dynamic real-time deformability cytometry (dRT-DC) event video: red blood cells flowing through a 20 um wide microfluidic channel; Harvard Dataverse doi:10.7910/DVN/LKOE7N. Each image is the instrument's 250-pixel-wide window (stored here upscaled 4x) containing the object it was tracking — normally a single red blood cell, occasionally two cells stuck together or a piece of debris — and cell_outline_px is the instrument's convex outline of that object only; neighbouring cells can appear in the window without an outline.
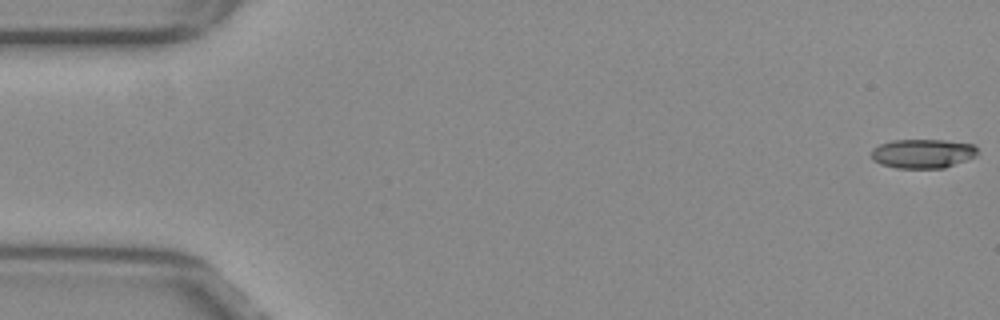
{"species": "common noctule bat (a hibernating species)", "species_latin": "Nyctalus noctula", "temperature_condition": "warm", "stored_images_in_passage": 51, "camera_frame_rate_fps": 3000, "um_per_image_px": 0.085, "animal": {"sex": "female", "body_mass_g": 29.2, "forearm_length_mm": 56.3}, "frame": {"image": 1, "passage_image": 1, "time_ms": 0.0, "image_size_px": [1000, 320], "cell_outline_px": [[976, 156], [944, 168], [896, 168], [880, 164], [872, 160], [872, 148], [880, 144], [892, 140], [944, 140], [972, 144], [976, 148]], "centroid_in_image_um": [78.39, 13.05], "position_along_channel_um": 6.6, "area_um2": 17.98}}
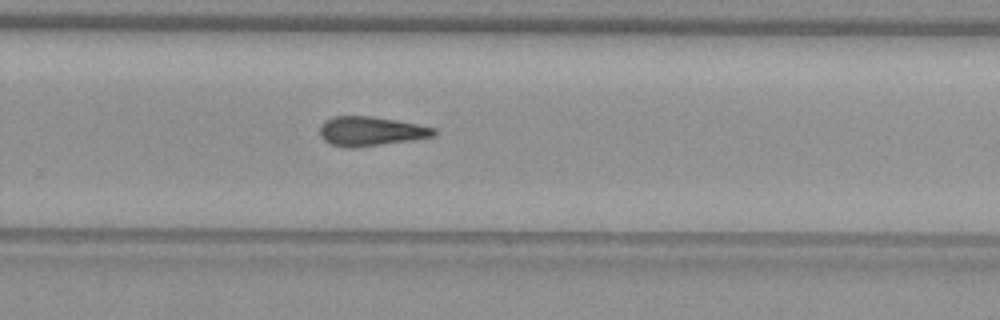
{"frame": {"image": 2, "passage_image": 35, "time_ms": 11.333, "image_size_px": [1000, 320], "cell_outline_px": [[436, 136], [412, 140], [356, 148], [348, 148], [332, 144], [324, 140], [320, 136], [320, 124], [324, 120], [332, 116], [372, 116], [396, 120], [436, 128]], "centroid_in_image_um": [31.5, 11.15], "position_along_channel_um": 298.3, "area_um2": 19.65}}
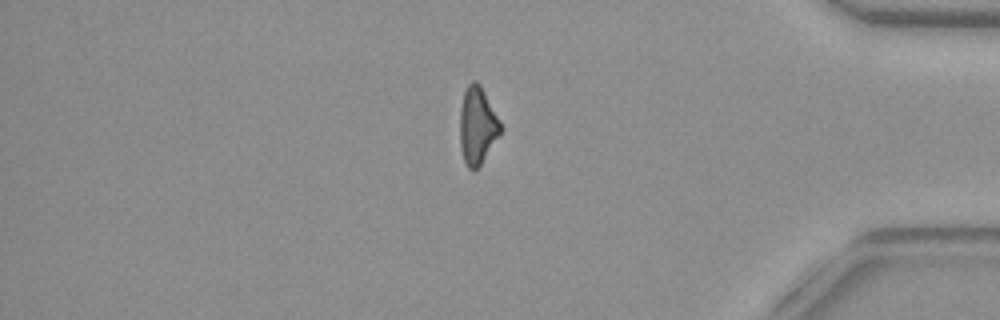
{"frame": {"image": 3, "passage_image": 45, "time_ms": 14.667, "image_size_px": [1000, 320], "cell_outline_px": [[504, 128], [480, 164], [472, 172], [468, 168], [464, 160], [460, 148], [460, 108], [464, 92], [468, 84], [472, 80], [476, 80], [480, 84], [500, 120]], "centroid_in_image_um": [40.58, 10.66], "position_along_channel_um": 394.6, "area_um2": 18.32}}